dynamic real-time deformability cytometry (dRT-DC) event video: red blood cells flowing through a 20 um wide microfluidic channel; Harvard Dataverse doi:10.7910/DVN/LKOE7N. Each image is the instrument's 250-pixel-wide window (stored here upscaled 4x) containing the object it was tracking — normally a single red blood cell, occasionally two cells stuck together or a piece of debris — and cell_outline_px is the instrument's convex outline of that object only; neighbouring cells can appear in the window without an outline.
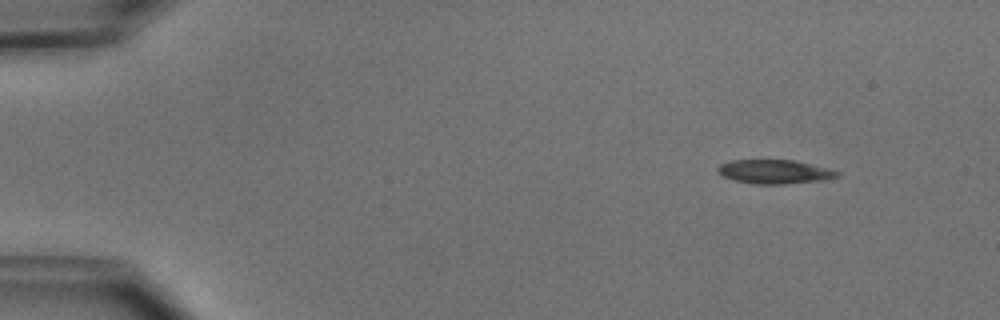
{"species": "common noctule bat (a hibernating species)", "species_latin": "Nyctalus noctula", "temperature_condition": "cold", "stored_images_in_passage": 5, "camera_frame_rate_fps": 3000, "um_per_image_px": 0.085, "animal": {"sex": "male", "body_mass_g": 15.6}, "frame": {"image": 1, "passage_image": 1, "time_ms": 0.0, "image_size_px": [1000, 320], "cell_outline_px": [[840, 176], [828, 180], [784, 184], [756, 184], [736, 180], [724, 176], [716, 168], [720, 164], [728, 160], [796, 160], [840, 172]], "centroid_in_image_um": [65.88, 14.59], "position_along_channel_um": 19.1, "area_um2": 16.65}}
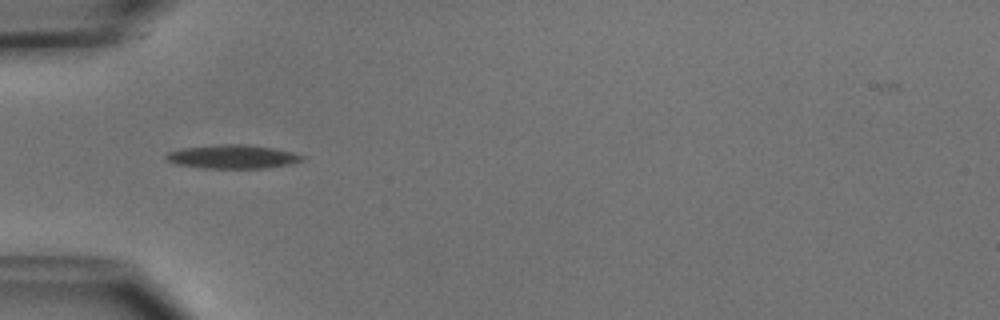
{"frame": {"image": 2, "passage_image": 4, "time_ms": 3.667, "image_size_px": [1000, 320], "cell_outline_px": [[304, 160], [292, 164], [268, 168], [204, 168], [176, 164], [168, 160], [164, 156], [168, 152], [184, 148], [216, 144], [244, 144], [272, 148], [292, 152], [304, 156]], "centroid_in_image_um": [19.79, 13.32], "position_along_channel_um": 65.2, "area_um2": 18.79}}